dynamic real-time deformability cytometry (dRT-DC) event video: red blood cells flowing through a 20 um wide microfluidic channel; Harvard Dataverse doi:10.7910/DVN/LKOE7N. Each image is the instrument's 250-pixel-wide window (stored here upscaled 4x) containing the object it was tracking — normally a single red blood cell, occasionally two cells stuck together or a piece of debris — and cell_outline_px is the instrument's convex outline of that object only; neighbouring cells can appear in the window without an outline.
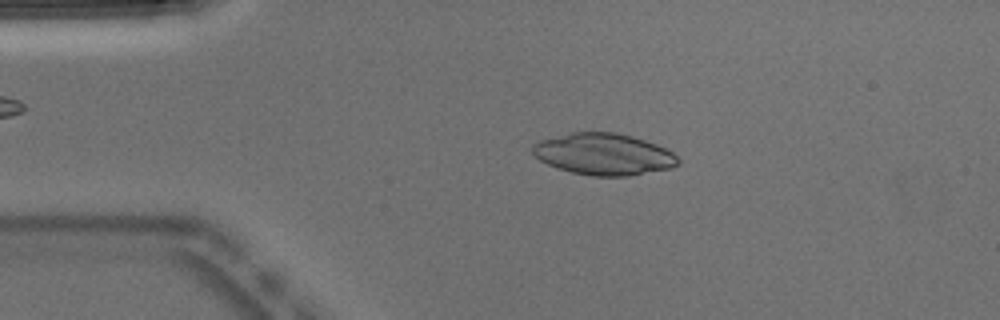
{"species": "Egyptian fruit bat (a non-hibernating species)", "species_latin": "Rousettus aegyptiacus", "temperature_condition": "warm", "stored_images_in_passage": 49, "camera_frame_rate_fps": 3000, "um_per_image_px": 0.085, "animal": {"sex": "male"}, "frame": {"image": 1, "passage_image": 9, "time_ms": 2.667, "image_size_px": [1000, 320], "cell_outline_px": [[680, 164], [672, 168], [628, 176], [592, 176], [572, 172], [556, 168], [540, 160], [532, 152], [532, 144], [540, 140], [572, 132], [616, 132], [632, 136], [656, 144], [672, 152], [680, 160]], "centroid_in_image_um": [51.32, 13.11], "position_along_channel_um": 33.7, "area_um2": 35.32}}
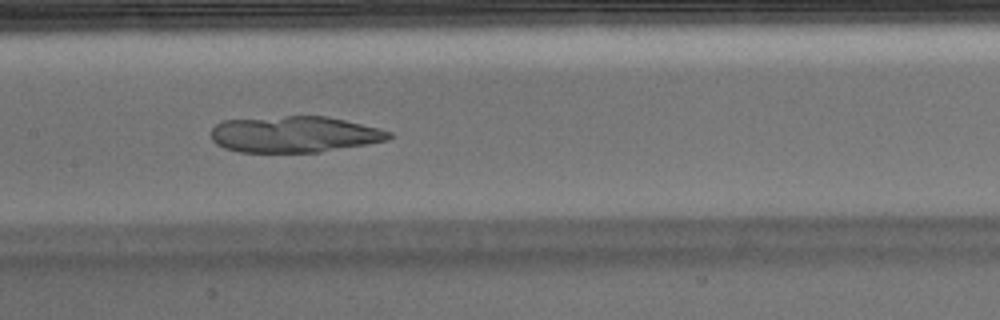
{"frame": {"image": 2, "passage_image": 23, "time_ms": 7.333, "image_size_px": [1000, 320], "cell_outline_px": [[392, 136], [388, 140], [320, 152], [240, 152], [224, 148], [216, 144], [212, 140], [212, 128], [216, 124], [224, 120], [284, 116], [328, 116], [392, 132]], "centroid_in_image_um": [24.99, 11.42], "position_along_channel_um": 182.4, "area_um2": 37.4}}